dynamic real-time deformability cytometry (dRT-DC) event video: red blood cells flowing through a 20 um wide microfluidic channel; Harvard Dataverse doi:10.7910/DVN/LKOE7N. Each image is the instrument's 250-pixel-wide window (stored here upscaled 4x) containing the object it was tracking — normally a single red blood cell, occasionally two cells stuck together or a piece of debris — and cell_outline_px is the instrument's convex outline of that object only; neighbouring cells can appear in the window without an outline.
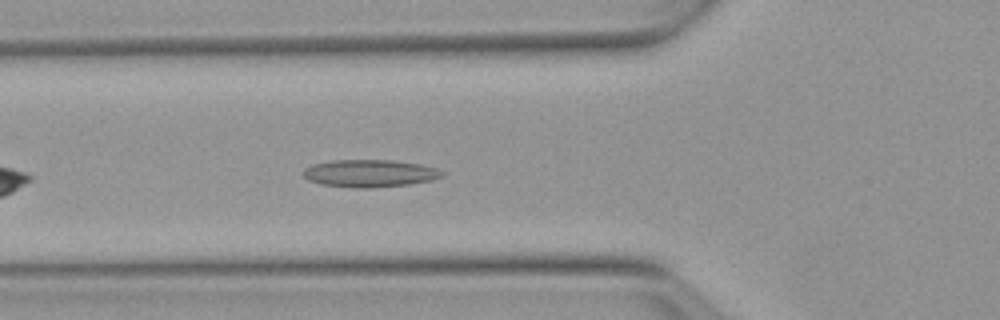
{"species": "Egyptian fruit bat (a non-hibernating species)", "species_latin": "Rousettus aegyptiacus", "temperature_condition": "warm", "stored_images_in_passage": 41, "camera_frame_rate_fps": 3000, "um_per_image_px": 0.085, "animal": {"sex": "female"}, "frame": {"image": 1, "passage_image": 7, "time_ms": 2.0, "image_size_px": [1000, 320], "cell_outline_px": [[444, 176], [432, 180], [408, 184], [368, 188], [352, 188], [320, 184], [308, 180], [304, 176], [304, 168], [312, 164], [332, 160], [392, 160], [420, 164], [436, 168], [444, 172]], "centroid_in_image_um": [31.42, 14.73], "position_along_channel_um": 94.4, "area_um2": 22.25}}
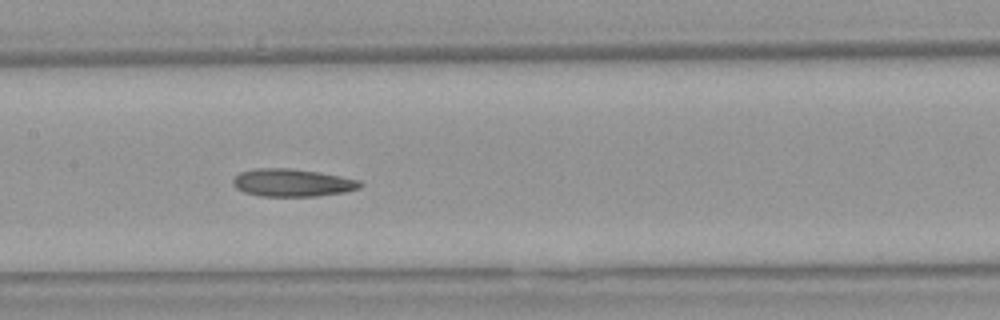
{"frame": {"image": 2, "passage_image": 14, "time_ms": 4.333, "image_size_px": [1000, 320], "cell_outline_px": [[364, 184], [360, 188], [344, 192], [316, 196], [260, 196], [244, 192], [236, 188], [232, 184], [232, 180], [240, 172], [256, 168], [288, 168], [320, 172], [360, 180]], "centroid_in_image_um": [24.85, 15.53], "position_along_channel_um": 182.6, "area_um2": 20.58}}
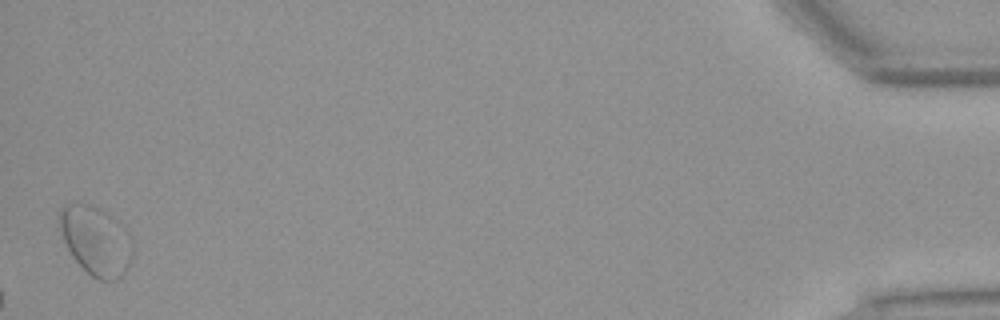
{"frame": {"image": 3, "passage_image": 41, "time_ms": 13.333, "image_size_px": [1000, 320], "cell_outline_px": [[132, 256], [128, 268], [116, 280], [100, 280], [92, 276], [72, 256], [64, 240], [60, 228], [60, 204], [92, 204], [104, 208], [124, 224], [132, 236]], "centroid_in_image_um": [8.2, 20.4], "position_along_channel_um": 427.0, "area_um2": 29.77}}